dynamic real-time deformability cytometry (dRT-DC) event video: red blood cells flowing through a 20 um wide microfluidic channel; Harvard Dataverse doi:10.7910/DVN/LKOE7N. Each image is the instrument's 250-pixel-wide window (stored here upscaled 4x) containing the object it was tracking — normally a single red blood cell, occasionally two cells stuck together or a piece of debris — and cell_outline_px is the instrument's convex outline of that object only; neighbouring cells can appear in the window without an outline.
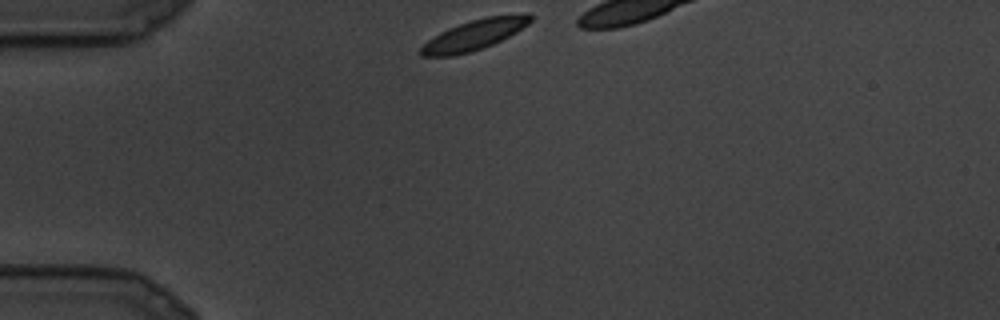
{"species": "common noctule bat (a hibernating species)", "species_latin": "Nyctalus noctula", "temperature_condition": "cold", "stored_images_in_passage": 7, "camera_frame_rate_fps": 3000, "um_per_image_px": 0.085, "animal": {"sex": "male", "body_mass_g": 19.5, "forearm_length_mm": 54.6}, "frame": {"image": 1, "passage_image": 1, "time_ms": 0.0, "image_size_px": [1000, 320], "cell_outline_px": [[532, 20], [528, 24], [516, 32], [492, 44], [468, 52], [452, 56], [420, 56], [420, 48], [428, 40], [440, 32], [448, 28], [484, 16], [524, 12], [528, 12], [532, 16]], "centroid_in_image_um": [40.35, 2.92], "position_along_channel_um": 44.6, "area_um2": 19.25}}
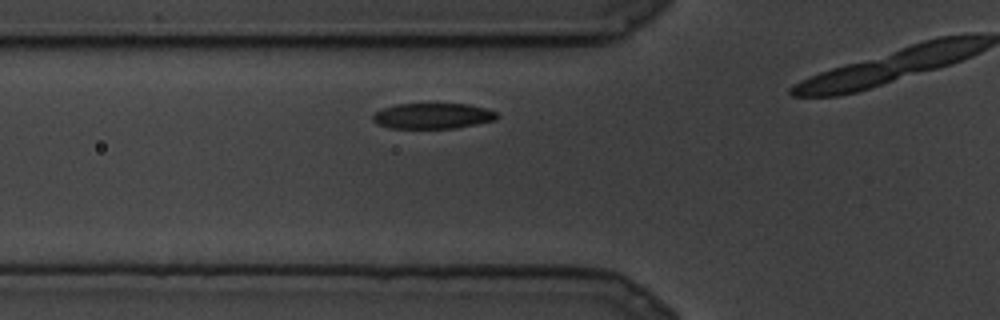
{"frame": {"image": 2, "passage_image": 4, "time_ms": 1.0, "image_size_px": [1000, 320], "cell_outline_px": [[500, 116], [496, 120], [456, 128], [388, 128], [376, 124], [372, 120], [372, 116], [376, 112], [384, 108], [396, 104], [468, 104], [484, 108], [496, 112]], "centroid_in_image_um": [36.78, 9.86], "position_along_channel_um": 89.0, "area_um2": 18.55}}
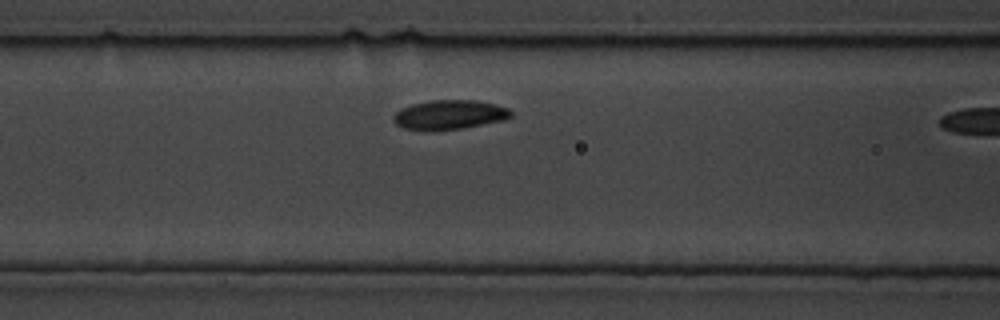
{"frame": {"image": 3, "passage_image": 6, "time_ms": 1.667, "image_size_px": [1000, 320], "cell_outline_px": [[512, 116], [504, 120], [460, 128], [432, 132], [428, 132], [404, 128], [396, 124], [392, 120], [392, 116], [400, 108], [412, 104], [432, 100], [476, 100], [496, 104], [508, 108], [512, 112]], "centroid_in_image_um": [38.16, 9.76], "position_along_channel_um": 128.4, "area_um2": 20.4}}